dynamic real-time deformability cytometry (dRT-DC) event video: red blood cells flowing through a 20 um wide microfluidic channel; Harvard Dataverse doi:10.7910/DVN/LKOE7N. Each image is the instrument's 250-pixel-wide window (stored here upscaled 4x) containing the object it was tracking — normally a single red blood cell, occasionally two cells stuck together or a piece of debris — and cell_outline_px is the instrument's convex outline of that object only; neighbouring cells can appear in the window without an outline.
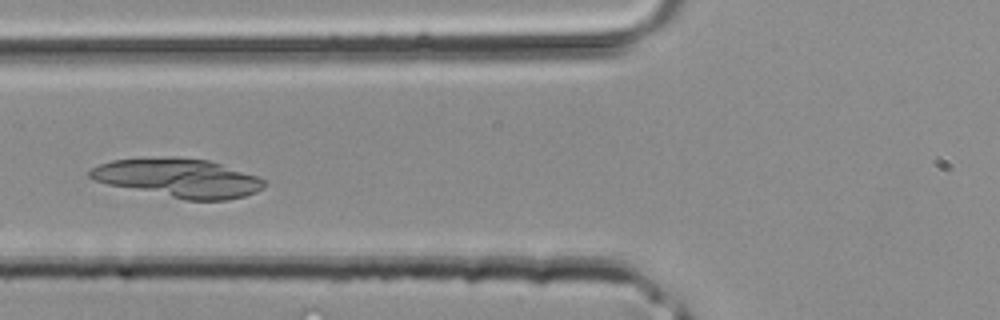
{"species": "common noctule bat (a hibernating species)", "species_latin": "Nyctalus noctula", "temperature_condition": "room temperature", "stored_images_in_passage": 29, "camera_frame_rate_fps": 3000, "um_per_image_px": 0.085, "animal": {"sex": "male", "body_mass_g": 20.4}, "frame": {"image": 1, "passage_image": 6, "time_ms": 1.667, "image_size_px": [1000, 320], "cell_outline_px": [[268, 184], [264, 188], [256, 192], [244, 196], [228, 200], [184, 200], [108, 184], [92, 180], [88, 176], [88, 172], [92, 168], [100, 164], [112, 160], [208, 160], [256, 176], [264, 180]], "centroid_in_image_um": [15.21, 15.19], "position_along_channel_um": 110.6, "area_um2": 37.92}}
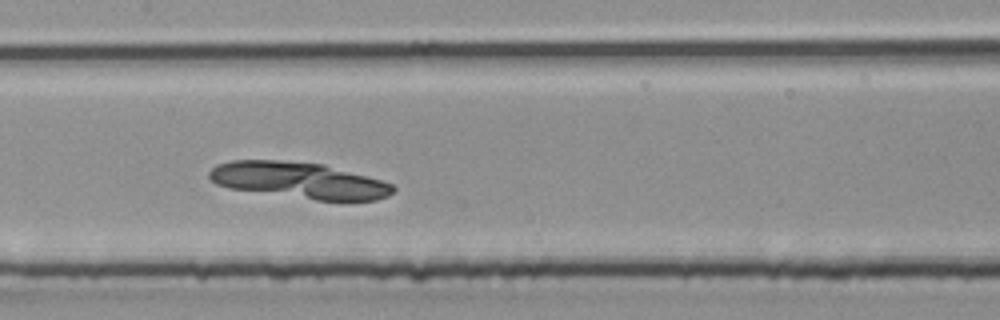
{"frame": {"image": 2, "passage_image": 10, "time_ms": 3.0, "image_size_px": [1000, 320], "cell_outline_px": [[396, 192], [388, 196], [376, 200], [316, 200], [228, 188], [216, 184], [208, 176], [208, 172], [216, 164], [232, 160], [280, 160], [324, 164], [380, 180], [392, 184], [396, 188]], "centroid_in_image_um": [25.41, 15.33], "position_along_channel_um": 182.0, "area_um2": 38.78}}
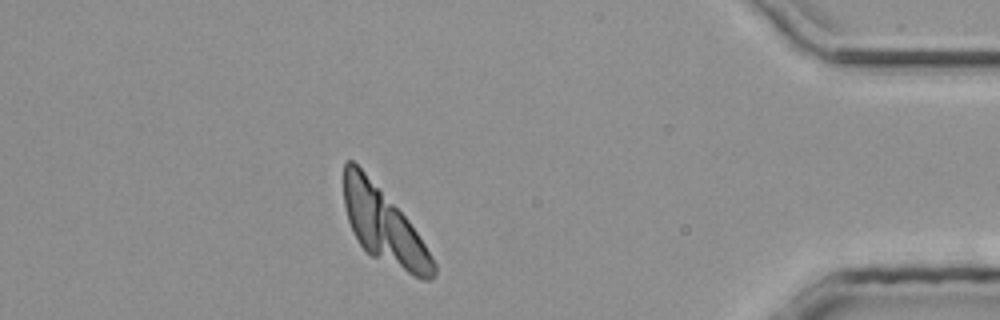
{"frame": {"image": 3, "passage_image": 25, "time_ms": 8.0, "image_size_px": [1000, 320], "cell_outline_px": [[436, 276], [432, 280], [424, 280], [372, 256], [360, 244], [352, 232], [348, 220], [344, 204], [344, 164], [348, 160], [352, 160], [380, 188], [408, 220], [432, 256], [436, 264]], "centroid_in_image_um": [32.61, 19.21], "position_along_channel_um": 402.6, "area_um2": 38.44}}